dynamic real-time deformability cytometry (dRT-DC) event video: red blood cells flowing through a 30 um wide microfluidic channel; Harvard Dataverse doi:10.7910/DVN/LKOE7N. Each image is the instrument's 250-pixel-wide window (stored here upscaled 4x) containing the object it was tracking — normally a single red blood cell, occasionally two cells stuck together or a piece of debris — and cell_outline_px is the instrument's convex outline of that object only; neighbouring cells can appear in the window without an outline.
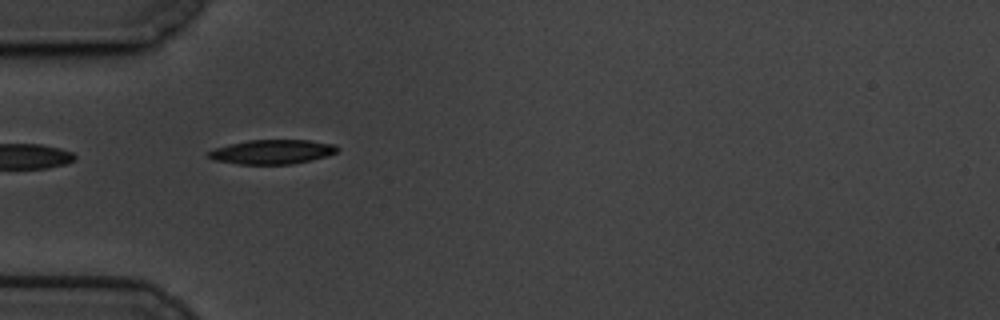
{"species": "common noctule bat (a hibernating species)", "species_latin": "Nyctalus noctula", "temperature_condition": "cold", "stored_images_in_passage": 42, "camera_frame_rate_fps": 3000, "um_per_image_px": 0.085, "animal": {"sex": "male", "body_mass_g": 19.5, "forearm_length_mm": 54.6}, "frame": {"image": 1, "passage_image": 1, "time_ms": 0.0, "image_size_px": [1000, 320], "cell_outline_px": [[340, 148], [336, 152], [328, 156], [292, 164], [236, 164], [212, 160], [204, 152], [216, 148], [248, 140], [308, 140], [336, 144]], "centroid_in_image_um": [23.13, 12.91], "position_along_channel_um": 61.9, "area_um2": 18.38}}
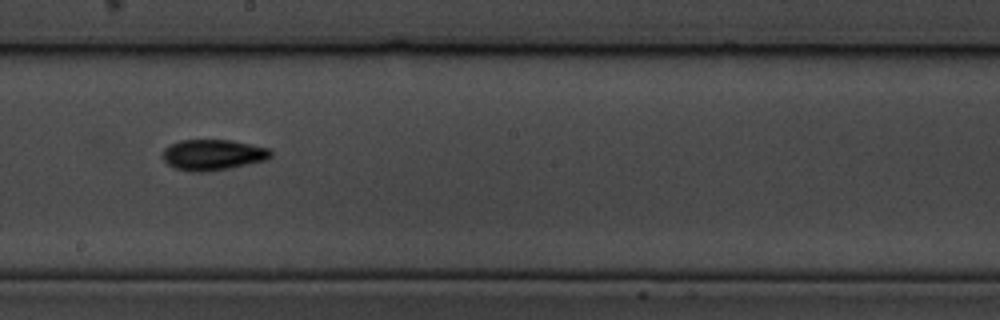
{"frame": {"image": 2, "passage_image": 16, "time_ms": 5.0, "image_size_px": [1000, 320], "cell_outline_px": [[272, 156], [268, 160], [228, 168], [204, 172], [188, 172], [172, 168], [160, 156], [164, 148], [180, 140], [228, 140], [268, 148], [272, 152]], "centroid_in_image_um": [18.05, 13.17], "position_along_channel_um": 230.2, "area_um2": 19.48}}
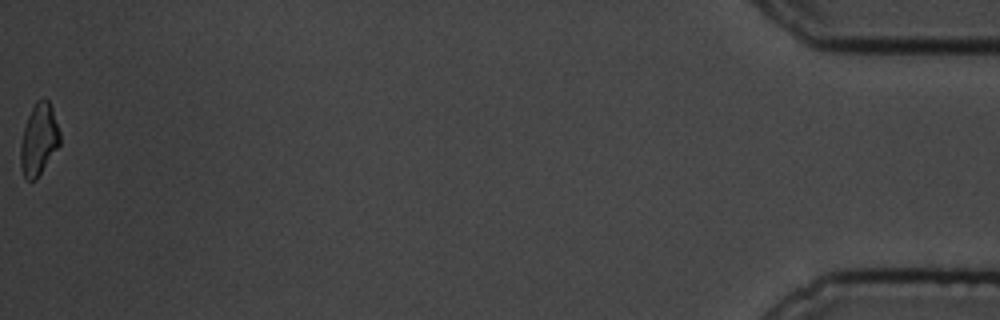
{"frame": {"image": 3, "passage_image": 42, "time_ms": 13.667, "image_size_px": [1000, 320], "cell_outline_px": [[60, 144], [36, 180], [24, 180], [20, 164], [20, 144], [24, 128], [28, 116], [36, 100], [44, 96], [48, 100], [52, 108], [60, 132]], "centroid_in_image_um": [3.29, 11.86], "position_along_channel_um": 431.9, "area_um2": 16.53}, "authors_computed_cell_mechanics": {"area_um2": 17.7446, "velocity_mm_per_s": 3.4157, "shape_relaxation_time_tau1_ms": 3.3463, "shape_relaxation_time_tau2_ms": 5.0641, "deformation_change_tau1": 0.1281, "deformation_change_tau2": 0.1197}}